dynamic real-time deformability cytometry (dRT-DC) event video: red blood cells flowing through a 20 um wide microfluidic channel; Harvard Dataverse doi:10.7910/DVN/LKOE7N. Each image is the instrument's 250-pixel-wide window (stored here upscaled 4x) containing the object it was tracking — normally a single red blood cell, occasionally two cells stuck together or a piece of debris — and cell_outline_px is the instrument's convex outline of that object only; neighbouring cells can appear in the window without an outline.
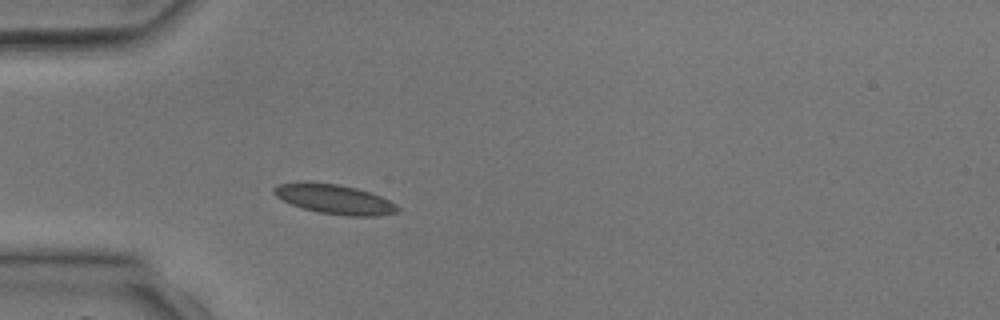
{"species": "common noctule bat (a hibernating species)", "species_latin": "Nyctalus noctula", "temperature_condition": "room temperature", "stored_images_in_passage": 1, "camera_frame_rate_fps": 3000, "um_per_image_px": 0.085, "animal": {"sex": "male", "body_mass_g": 17.9, "forearm_length_mm": 54.2}, "frame": {"image": 1, "passage_image": 1, "time_ms": 0.0, "image_size_px": [1000, 320], "cell_outline_px": [[400, 212], [380, 216], [348, 216], [320, 212], [304, 208], [292, 204], [276, 196], [272, 192], [272, 188], [280, 184], [304, 180], [308, 180], [336, 184], [356, 188], [372, 192], [396, 204], [400, 208]], "centroid_in_image_um": [28.45, 16.91], "position_along_channel_um": 56.6, "area_um2": 21.56}}